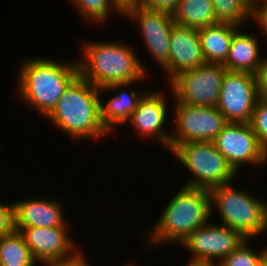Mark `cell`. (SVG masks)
Wrapping results in <instances>:
<instances>
[{
    "label": "cell",
    "mask_w": 267,
    "mask_h": 266,
    "mask_svg": "<svg viewBox=\"0 0 267 266\" xmlns=\"http://www.w3.org/2000/svg\"><path fill=\"white\" fill-rule=\"evenodd\" d=\"M172 18L175 24L195 29L218 23L212 0H180Z\"/></svg>",
    "instance_id": "19"
},
{
    "label": "cell",
    "mask_w": 267,
    "mask_h": 266,
    "mask_svg": "<svg viewBox=\"0 0 267 266\" xmlns=\"http://www.w3.org/2000/svg\"><path fill=\"white\" fill-rule=\"evenodd\" d=\"M212 4L215 19L220 23L242 27L253 13V0H212Z\"/></svg>",
    "instance_id": "22"
},
{
    "label": "cell",
    "mask_w": 267,
    "mask_h": 266,
    "mask_svg": "<svg viewBox=\"0 0 267 266\" xmlns=\"http://www.w3.org/2000/svg\"><path fill=\"white\" fill-rule=\"evenodd\" d=\"M246 243L247 240L227 255L218 266H257L261 258L267 253V249L257 254L249 249Z\"/></svg>",
    "instance_id": "23"
},
{
    "label": "cell",
    "mask_w": 267,
    "mask_h": 266,
    "mask_svg": "<svg viewBox=\"0 0 267 266\" xmlns=\"http://www.w3.org/2000/svg\"><path fill=\"white\" fill-rule=\"evenodd\" d=\"M75 255L70 258L55 262L57 266H89L87 261L79 252L74 251Z\"/></svg>",
    "instance_id": "31"
},
{
    "label": "cell",
    "mask_w": 267,
    "mask_h": 266,
    "mask_svg": "<svg viewBox=\"0 0 267 266\" xmlns=\"http://www.w3.org/2000/svg\"><path fill=\"white\" fill-rule=\"evenodd\" d=\"M206 63L197 29L174 24L170 35L168 63L170 80L177 74Z\"/></svg>",
    "instance_id": "14"
},
{
    "label": "cell",
    "mask_w": 267,
    "mask_h": 266,
    "mask_svg": "<svg viewBox=\"0 0 267 266\" xmlns=\"http://www.w3.org/2000/svg\"><path fill=\"white\" fill-rule=\"evenodd\" d=\"M174 109L177 134L171 136L170 147L187 142H212L229 123L216 106L176 103Z\"/></svg>",
    "instance_id": "9"
},
{
    "label": "cell",
    "mask_w": 267,
    "mask_h": 266,
    "mask_svg": "<svg viewBox=\"0 0 267 266\" xmlns=\"http://www.w3.org/2000/svg\"><path fill=\"white\" fill-rule=\"evenodd\" d=\"M112 7H115L116 11L126 15L129 11L139 5V0H109Z\"/></svg>",
    "instance_id": "30"
},
{
    "label": "cell",
    "mask_w": 267,
    "mask_h": 266,
    "mask_svg": "<svg viewBox=\"0 0 267 266\" xmlns=\"http://www.w3.org/2000/svg\"><path fill=\"white\" fill-rule=\"evenodd\" d=\"M84 59L79 61V75L100 88L99 91L122 88L144 78L146 71L127 45L89 43L84 46Z\"/></svg>",
    "instance_id": "1"
},
{
    "label": "cell",
    "mask_w": 267,
    "mask_h": 266,
    "mask_svg": "<svg viewBox=\"0 0 267 266\" xmlns=\"http://www.w3.org/2000/svg\"><path fill=\"white\" fill-rule=\"evenodd\" d=\"M99 90L79 75L46 117L74 139L99 138L109 133L101 121Z\"/></svg>",
    "instance_id": "2"
},
{
    "label": "cell",
    "mask_w": 267,
    "mask_h": 266,
    "mask_svg": "<svg viewBox=\"0 0 267 266\" xmlns=\"http://www.w3.org/2000/svg\"><path fill=\"white\" fill-rule=\"evenodd\" d=\"M35 262L18 230L0 237V266H34Z\"/></svg>",
    "instance_id": "21"
},
{
    "label": "cell",
    "mask_w": 267,
    "mask_h": 266,
    "mask_svg": "<svg viewBox=\"0 0 267 266\" xmlns=\"http://www.w3.org/2000/svg\"><path fill=\"white\" fill-rule=\"evenodd\" d=\"M165 97L161 93H144L129 121L145 136H155L170 148L171 135L162 127L166 120Z\"/></svg>",
    "instance_id": "15"
},
{
    "label": "cell",
    "mask_w": 267,
    "mask_h": 266,
    "mask_svg": "<svg viewBox=\"0 0 267 266\" xmlns=\"http://www.w3.org/2000/svg\"><path fill=\"white\" fill-rule=\"evenodd\" d=\"M257 39L237 30L231 39L229 55L223 64L229 71L259 73L264 59L259 58Z\"/></svg>",
    "instance_id": "17"
},
{
    "label": "cell",
    "mask_w": 267,
    "mask_h": 266,
    "mask_svg": "<svg viewBox=\"0 0 267 266\" xmlns=\"http://www.w3.org/2000/svg\"><path fill=\"white\" fill-rule=\"evenodd\" d=\"M211 207L209 190L183 186L166 206L155 229L150 232L152 244L172 240L183 243L193 231L207 223Z\"/></svg>",
    "instance_id": "4"
},
{
    "label": "cell",
    "mask_w": 267,
    "mask_h": 266,
    "mask_svg": "<svg viewBox=\"0 0 267 266\" xmlns=\"http://www.w3.org/2000/svg\"><path fill=\"white\" fill-rule=\"evenodd\" d=\"M15 230L14 204L4 206L0 204V237Z\"/></svg>",
    "instance_id": "27"
},
{
    "label": "cell",
    "mask_w": 267,
    "mask_h": 266,
    "mask_svg": "<svg viewBox=\"0 0 267 266\" xmlns=\"http://www.w3.org/2000/svg\"><path fill=\"white\" fill-rule=\"evenodd\" d=\"M169 149L195 175L184 186L210 190L229 184L237 173L213 142H187Z\"/></svg>",
    "instance_id": "6"
},
{
    "label": "cell",
    "mask_w": 267,
    "mask_h": 266,
    "mask_svg": "<svg viewBox=\"0 0 267 266\" xmlns=\"http://www.w3.org/2000/svg\"><path fill=\"white\" fill-rule=\"evenodd\" d=\"M212 142L236 172L243 163L263 164L267 160L250 123L229 122Z\"/></svg>",
    "instance_id": "10"
},
{
    "label": "cell",
    "mask_w": 267,
    "mask_h": 266,
    "mask_svg": "<svg viewBox=\"0 0 267 266\" xmlns=\"http://www.w3.org/2000/svg\"><path fill=\"white\" fill-rule=\"evenodd\" d=\"M66 229V227H15L30 248L33 258L45 264L75 255L72 254L73 242L68 237Z\"/></svg>",
    "instance_id": "12"
},
{
    "label": "cell",
    "mask_w": 267,
    "mask_h": 266,
    "mask_svg": "<svg viewBox=\"0 0 267 266\" xmlns=\"http://www.w3.org/2000/svg\"><path fill=\"white\" fill-rule=\"evenodd\" d=\"M188 266H215L214 263H194L190 262Z\"/></svg>",
    "instance_id": "32"
},
{
    "label": "cell",
    "mask_w": 267,
    "mask_h": 266,
    "mask_svg": "<svg viewBox=\"0 0 267 266\" xmlns=\"http://www.w3.org/2000/svg\"><path fill=\"white\" fill-rule=\"evenodd\" d=\"M126 16L139 21L145 44L154 58L164 67L168 63L170 35L175 24L172 15L147 10L138 5Z\"/></svg>",
    "instance_id": "13"
},
{
    "label": "cell",
    "mask_w": 267,
    "mask_h": 266,
    "mask_svg": "<svg viewBox=\"0 0 267 266\" xmlns=\"http://www.w3.org/2000/svg\"><path fill=\"white\" fill-rule=\"evenodd\" d=\"M114 96L106 106L101 103V121L106 129L110 132L112 125L123 124L129 121L131 115L136 110L137 105L143 95L137 97L133 91L127 94L125 90Z\"/></svg>",
    "instance_id": "20"
},
{
    "label": "cell",
    "mask_w": 267,
    "mask_h": 266,
    "mask_svg": "<svg viewBox=\"0 0 267 266\" xmlns=\"http://www.w3.org/2000/svg\"><path fill=\"white\" fill-rule=\"evenodd\" d=\"M71 1V0H70ZM76 7L89 21L102 22L108 15L109 7L112 6L109 0H73Z\"/></svg>",
    "instance_id": "24"
},
{
    "label": "cell",
    "mask_w": 267,
    "mask_h": 266,
    "mask_svg": "<svg viewBox=\"0 0 267 266\" xmlns=\"http://www.w3.org/2000/svg\"><path fill=\"white\" fill-rule=\"evenodd\" d=\"M226 70L222 63H204L177 74L170 80L176 103L217 106Z\"/></svg>",
    "instance_id": "7"
},
{
    "label": "cell",
    "mask_w": 267,
    "mask_h": 266,
    "mask_svg": "<svg viewBox=\"0 0 267 266\" xmlns=\"http://www.w3.org/2000/svg\"><path fill=\"white\" fill-rule=\"evenodd\" d=\"M259 98L267 101V59L257 74Z\"/></svg>",
    "instance_id": "29"
},
{
    "label": "cell",
    "mask_w": 267,
    "mask_h": 266,
    "mask_svg": "<svg viewBox=\"0 0 267 266\" xmlns=\"http://www.w3.org/2000/svg\"><path fill=\"white\" fill-rule=\"evenodd\" d=\"M61 204L51 200H25L14 203L15 227H65Z\"/></svg>",
    "instance_id": "16"
},
{
    "label": "cell",
    "mask_w": 267,
    "mask_h": 266,
    "mask_svg": "<svg viewBox=\"0 0 267 266\" xmlns=\"http://www.w3.org/2000/svg\"><path fill=\"white\" fill-rule=\"evenodd\" d=\"M258 99L257 75L226 70L216 107L228 122L250 123Z\"/></svg>",
    "instance_id": "8"
},
{
    "label": "cell",
    "mask_w": 267,
    "mask_h": 266,
    "mask_svg": "<svg viewBox=\"0 0 267 266\" xmlns=\"http://www.w3.org/2000/svg\"><path fill=\"white\" fill-rule=\"evenodd\" d=\"M252 16L261 26V30L265 32V35H267V3H259V0H253Z\"/></svg>",
    "instance_id": "28"
},
{
    "label": "cell",
    "mask_w": 267,
    "mask_h": 266,
    "mask_svg": "<svg viewBox=\"0 0 267 266\" xmlns=\"http://www.w3.org/2000/svg\"><path fill=\"white\" fill-rule=\"evenodd\" d=\"M257 266H267V253L261 258Z\"/></svg>",
    "instance_id": "33"
},
{
    "label": "cell",
    "mask_w": 267,
    "mask_h": 266,
    "mask_svg": "<svg viewBox=\"0 0 267 266\" xmlns=\"http://www.w3.org/2000/svg\"><path fill=\"white\" fill-rule=\"evenodd\" d=\"M259 144L267 152V101L258 99L250 121Z\"/></svg>",
    "instance_id": "25"
},
{
    "label": "cell",
    "mask_w": 267,
    "mask_h": 266,
    "mask_svg": "<svg viewBox=\"0 0 267 266\" xmlns=\"http://www.w3.org/2000/svg\"><path fill=\"white\" fill-rule=\"evenodd\" d=\"M56 63L49 59L25 61L20 70L22 98L46 117L67 87L79 76L78 62Z\"/></svg>",
    "instance_id": "3"
},
{
    "label": "cell",
    "mask_w": 267,
    "mask_h": 266,
    "mask_svg": "<svg viewBox=\"0 0 267 266\" xmlns=\"http://www.w3.org/2000/svg\"><path fill=\"white\" fill-rule=\"evenodd\" d=\"M211 204L217 206L223 225L240 233L246 240L267 229V204L229 184L209 190Z\"/></svg>",
    "instance_id": "5"
},
{
    "label": "cell",
    "mask_w": 267,
    "mask_h": 266,
    "mask_svg": "<svg viewBox=\"0 0 267 266\" xmlns=\"http://www.w3.org/2000/svg\"><path fill=\"white\" fill-rule=\"evenodd\" d=\"M47 266H57L55 263H47Z\"/></svg>",
    "instance_id": "34"
},
{
    "label": "cell",
    "mask_w": 267,
    "mask_h": 266,
    "mask_svg": "<svg viewBox=\"0 0 267 266\" xmlns=\"http://www.w3.org/2000/svg\"><path fill=\"white\" fill-rule=\"evenodd\" d=\"M239 26L230 23H216L197 29L206 63L224 64L229 55L233 34Z\"/></svg>",
    "instance_id": "18"
},
{
    "label": "cell",
    "mask_w": 267,
    "mask_h": 266,
    "mask_svg": "<svg viewBox=\"0 0 267 266\" xmlns=\"http://www.w3.org/2000/svg\"><path fill=\"white\" fill-rule=\"evenodd\" d=\"M179 1L180 0H139V6L147 10L172 15L176 10Z\"/></svg>",
    "instance_id": "26"
},
{
    "label": "cell",
    "mask_w": 267,
    "mask_h": 266,
    "mask_svg": "<svg viewBox=\"0 0 267 266\" xmlns=\"http://www.w3.org/2000/svg\"><path fill=\"white\" fill-rule=\"evenodd\" d=\"M245 240L240 233L226 225L205 224L193 231L182 244L194 254L190 262L213 263V258H218L220 263Z\"/></svg>",
    "instance_id": "11"
}]
</instances>
